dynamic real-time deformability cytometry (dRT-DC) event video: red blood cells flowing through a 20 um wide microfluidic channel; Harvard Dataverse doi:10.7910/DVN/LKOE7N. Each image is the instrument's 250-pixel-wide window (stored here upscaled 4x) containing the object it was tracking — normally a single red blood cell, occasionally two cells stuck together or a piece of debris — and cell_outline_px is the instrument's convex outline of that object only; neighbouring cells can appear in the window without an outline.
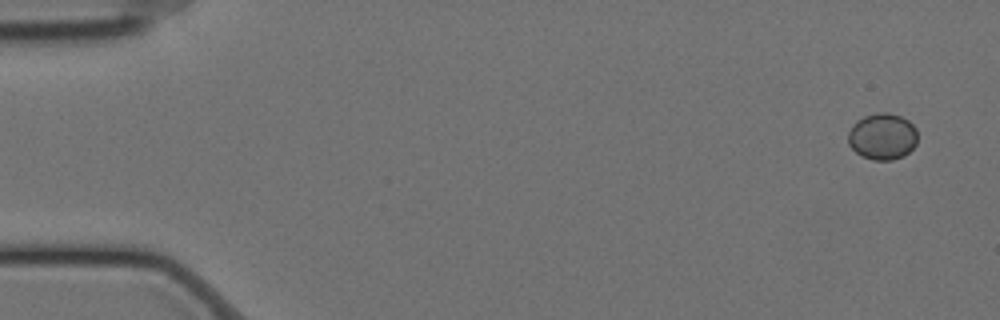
{"species": "Egyptian fruit bat (a non-hibernating species)", "species_latin": "Rousettus aegyptiacus", "temperature_condition": "cold", "stored_images_in_passage": 41, "camera_frame_rate_fps": 3000, "um_per_image_px": 0.085, "animal": {"sex": "female"}, "frame": {"image": 1, "passage_image": 1, "time_ms": 0.0, "image_size_px": [1000, 320], "cell_outline_px": [[916, 144], [904, 156], [892, 160], [872, 160], [856, 152], [848, 144], [848, 132], [852, 124], [856, 120], [864, 116], [876, 112], [888, 112], [900, 116], [908, 120], [916, 128]], "centroid_in_image_um": [74.99, 11.58], "position_along_channel_um": 10.0, "area_um2": 18.9}}
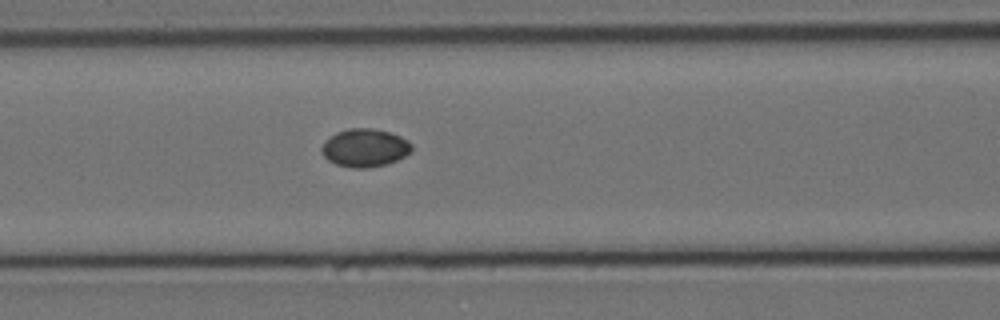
{"frame": {"image": 2, "passage_image": 23, "time_ms": 7.333, "image_size_px": [1000, 320], "cell_outline_px": [[412, 152], [388, 164], [368, 168], [352, 168], [336, 164], [328, 160], [324, 156], [320, 148], [336, 132], [348, 128], [372, 128], [388, 132], [400, 136], [412, 144]], "centroid_in_image_um": [31.03, 12.57], "position_along_channel_um": 135.6, "area_um2": 19.88}}
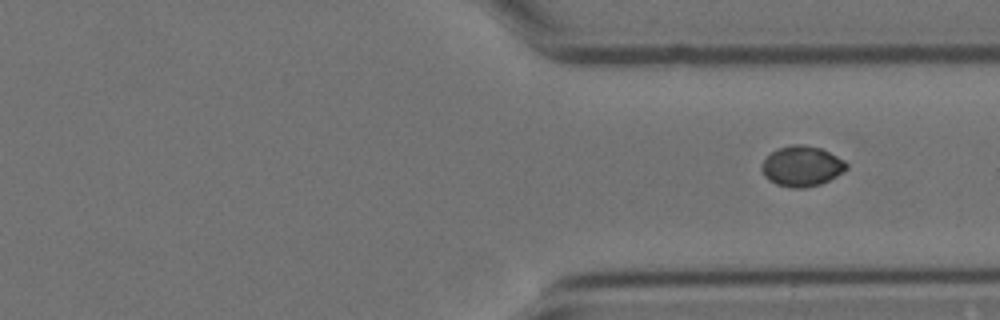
{"frame": {"image": 3, "passage_image": 41, "time_ms": 13.333, "image_size_px": [1000, 320], "cell_outline_px": [[848, 168], [836, 176], [820, 184], [804, 188], [788, 188], [776, 184], [768, 180], [764, 176], [760, 168], [764, 160], [772, 152], [780, 148], [792, 144], [800, 144], [820, 148], [844, 160], [848, 164]], "centroid_in_image_um": [68.14, 14.14], "position_along_channel_um": 343.3, "area_um2": 19.83}}